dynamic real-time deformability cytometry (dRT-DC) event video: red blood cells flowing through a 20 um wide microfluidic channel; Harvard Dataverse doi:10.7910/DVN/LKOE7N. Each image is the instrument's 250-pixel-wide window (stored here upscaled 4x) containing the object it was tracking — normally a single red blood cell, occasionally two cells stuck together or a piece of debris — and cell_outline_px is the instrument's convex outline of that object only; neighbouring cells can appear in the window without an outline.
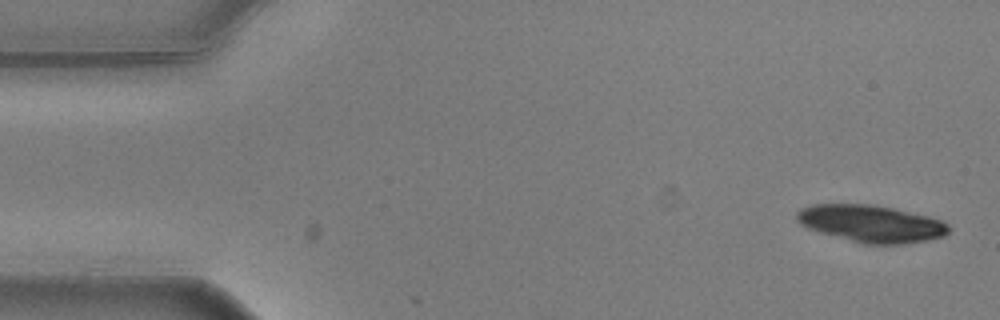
{"species": "common noctule bat (a hibernating species)", "species_latin": "Nyctalus noctula", "temperature_condition": "warm", "stored_images_in_passage": 5, "camera_frame_rate_fps": 3000, "um_per_image_px": 0.085, "animal": {"sex": "male", "body_mass_g": 20.5, "forearm_length_mm": 52.5}, "frame": {"image": 1, "passage_image": 2, "time_ms": 0.333, "image_size_px": [1000, 320], "cell_outline_px": [[948, 232], [944, 236], [928, 240], [904, 244], [864, 244], [820, 232], [808, 228], [800, 224], [796, 220], [796, 212], [800, 208], [808, 204], [876, 204], [928, 216], [940, 220], [948, 224]], "centroid_in_image_um": [74.02, 18.99], "position_along_channel_um": 11.0, "area_um2": 33.0}}